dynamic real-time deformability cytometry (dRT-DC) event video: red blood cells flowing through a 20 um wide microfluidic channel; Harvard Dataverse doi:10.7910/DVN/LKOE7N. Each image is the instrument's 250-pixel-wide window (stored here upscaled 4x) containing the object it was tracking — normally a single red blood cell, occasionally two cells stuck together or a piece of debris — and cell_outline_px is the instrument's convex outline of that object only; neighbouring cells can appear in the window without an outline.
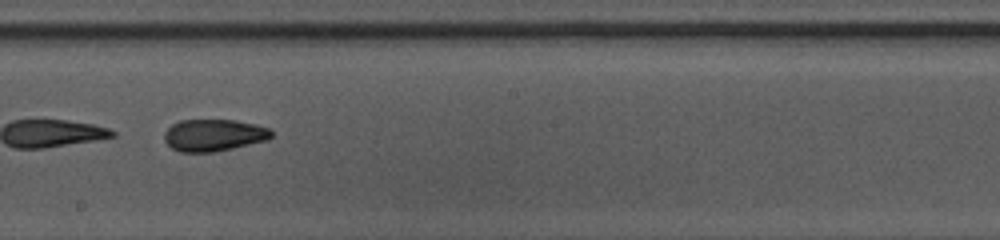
{"species": "common noctule bat (a hibernating species)", "species_latin": "Nyctalus noctula", "temperature_condition": "warm", "stored_images_in_passage": 48, "camera_frame_rate_fps": 3000, "um_per_image_px": 0.085, "animal": {"sex": "female", "body_mass_g": 10.0, "forearm_length_mm": 53.1}, "frame": {"image": 1, "passage_image": 28, "time_ms": 9.0, "image_size_px": [1000, 240], "cell_outline_px": [[272, 136], [268, 140], [216, 152], [180, 152], [172, 148], [164, 140], [164, 132], [172, 124], [180, 120], [236, 120], [256, 124], [268, 128], [272, 132]], "centroid_in_image_um": [18.17, 11.49], "position_along_channel_um": 230.0, "area_um2": 20.06}}